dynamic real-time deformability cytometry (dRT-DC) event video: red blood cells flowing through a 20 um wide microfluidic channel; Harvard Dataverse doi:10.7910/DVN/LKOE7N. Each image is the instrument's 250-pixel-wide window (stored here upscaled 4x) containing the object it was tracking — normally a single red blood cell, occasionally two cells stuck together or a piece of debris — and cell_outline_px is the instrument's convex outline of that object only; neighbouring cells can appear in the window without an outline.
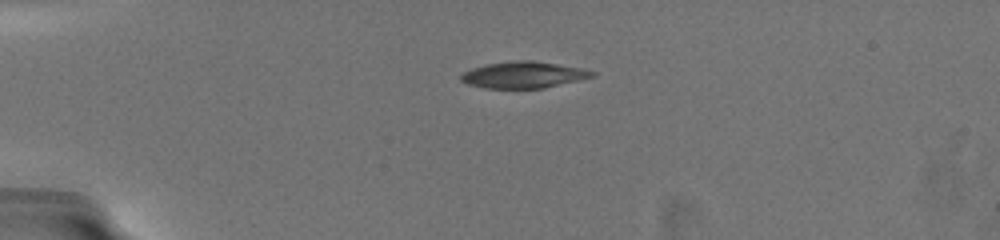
{"species": "common noctule bat (a hibernating species)", "species_latin": "Nyctalus noctula", "temperature_condition": "warm", "stored_images_in_passage": 10, "camera_frame_rate_fps": 3000, "um_per_image_px": 0.085, "animal": {"sex": "female", "body_mass_g": 19.5, "forearm_length_mm": 54.1}, "frame": {"image": 1, "passage_image": 1, "time_ms": 0.0, "image_size_px": [1000, 240], "cell_outline_px": [[596, 76], [540, 88], [484, 88], [468, 84], [460, 80], [460, 76], [464, 72], [472, 68], [484, 64], [508, 60], [532, 60], [580, 68], [596, 72]], "centroid_in_image_um": [44.44, 6.35], "position_along_channel_um": 40.6, "area_um2": 20.11}}